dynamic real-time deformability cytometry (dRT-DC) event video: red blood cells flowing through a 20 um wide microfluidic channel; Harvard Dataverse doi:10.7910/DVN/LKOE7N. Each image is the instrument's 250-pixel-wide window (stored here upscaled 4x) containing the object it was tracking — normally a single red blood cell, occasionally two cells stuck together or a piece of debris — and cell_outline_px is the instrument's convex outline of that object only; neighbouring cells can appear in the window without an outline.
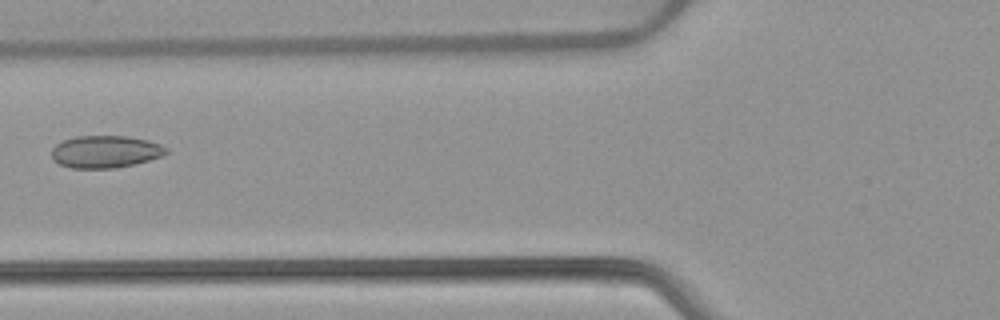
{"species": "common noctule bat (a hibernating species)", "species_latin": "Nyctalus noctula", "temperature_condition": "warm", "stored_images_in_passage": 3, "camera_frame_rate_fps": 3000, "um_per_image_px": 0.085, "animal": {"sex": "female", "body_mass_g": 22.7, "forearm_length_mm": 54.2}, "frame": {"image": 1, "passage_image": 2, "time_ms": 1.333, "image_size_px": [1000, 320], "cell_outline_px": [[168, 152], [160, 156], [148, 160], [116, 168], [72, 168], [60, 164], [52, 160], [52, 148], [56, 144], [64, 140], [76, 136], [128, 136], [148, 140], [160, 144], [168, 148]], "centroid_in_image_um": [8.94, 12.89], "position_along_channel_um": 116.9, "area_um2": 21.5}}
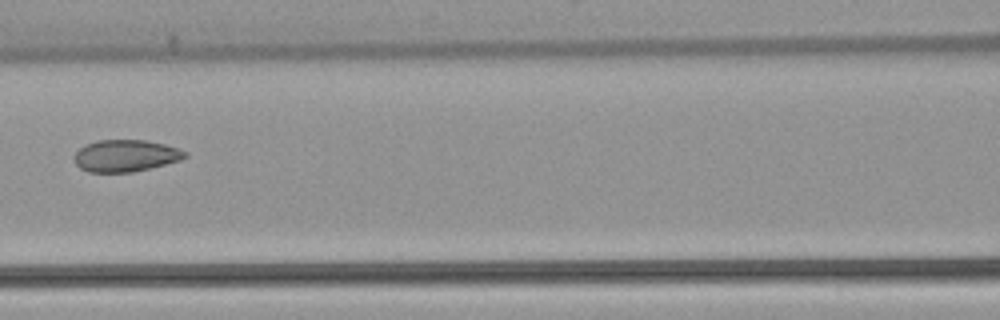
{"frame": {"image": 2, "passage_image": 3, "time_ms": 2.333, "image_size_px": [1000, 320], "cell_outline_px": [[188, 156], [180, 160], [132, 172], [88, 172], [80, 168], [76, 164], [76, 152], [84, 144], [96, 140], [144, 140], [164, 144], [180, 148], [188, 152]], "centroid_in_image_um": [10.69, 13.22], "position_along_channel_um": 155.9, "area_um2": 20.52}}